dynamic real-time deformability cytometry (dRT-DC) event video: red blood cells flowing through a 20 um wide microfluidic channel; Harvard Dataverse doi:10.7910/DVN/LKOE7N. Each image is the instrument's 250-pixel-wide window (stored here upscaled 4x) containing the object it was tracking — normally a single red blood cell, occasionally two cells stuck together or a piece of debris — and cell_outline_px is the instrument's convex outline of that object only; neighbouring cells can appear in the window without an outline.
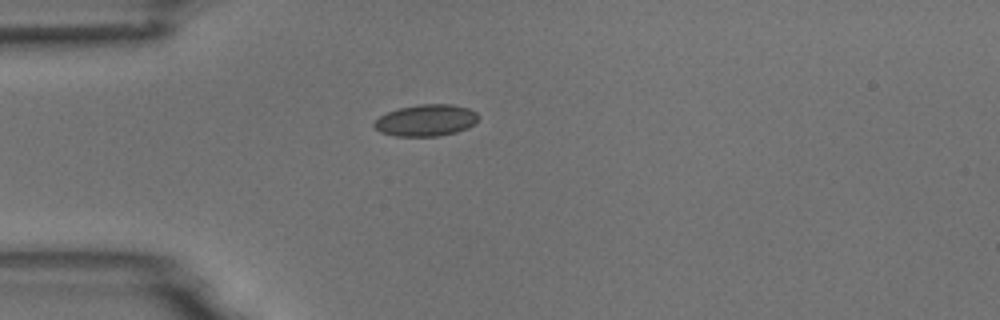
{"species": "common noctule bat (a hibernating species)", "species_latin": "Nyctalus noctula", "temperature_condition": "room temperature", "stored_images_in_passage": 1, "camera_frame_rate_fps": 3000, "um_per_image_px": 0.085, "animal": {"sex": "male", "body_mass_g": 18.8}, "frame": {"image": 1, "passage_image": 1, "time_ms": 0.0, "image_size_px": [1000, 320], "cell_outline_px": [[480, 116], [468, 128], [456, 132], [440, 136], [396, 136], [380, 132], [372, 124], [380, 116], [388, 112], [400, 108], [420, 104], [452, 104], [468, 108], [476, 112]], "centroid_in_image_um": [36.22, 10.23], "position_along_channel_um": 48.8, "area_um2": 19.13}}